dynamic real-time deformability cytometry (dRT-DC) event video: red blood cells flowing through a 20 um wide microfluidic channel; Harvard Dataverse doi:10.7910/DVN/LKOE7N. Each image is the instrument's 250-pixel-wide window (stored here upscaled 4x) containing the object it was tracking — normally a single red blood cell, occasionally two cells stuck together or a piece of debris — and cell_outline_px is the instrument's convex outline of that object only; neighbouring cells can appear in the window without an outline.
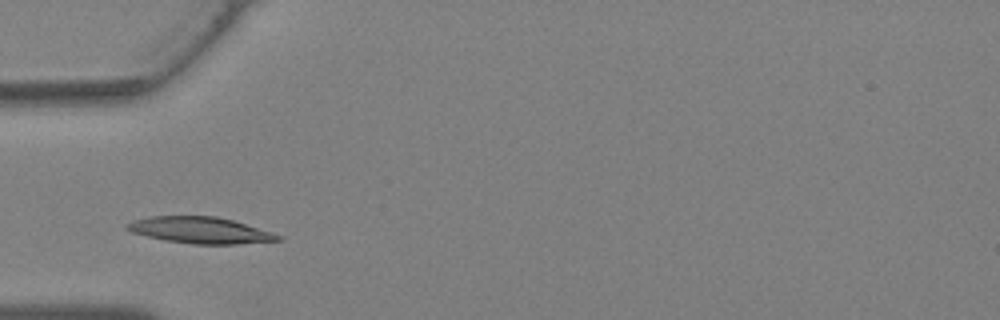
{"species": "Egyptian fruit bat (a non-hibernating species)", "species_latin": "Rousettus aegyptiacus", "temperature_condition": "warm", "stored_images_in_passage": 25, "camera_frame_rate_fps": 3000, "um_per_image_px": 0.085, "animal": {"sex": "female"}, "frame": {"image": 1, "passage_image": 6, "time_ms": 1.667, "image_size_px": [1000, 320], "cell_outline_px": [[280, 240], [236, 244], [192, 244], [164, 240], [132, 232], [124, 228], [124, 224], [132, 220], [148, 216], [216, 216], [232, 220], [272, 232], [280, 236]], "centroid_in_image_um": [16.94, 19.56], "position_along_channel_um": 68.1, "area_um2": 23.12}}
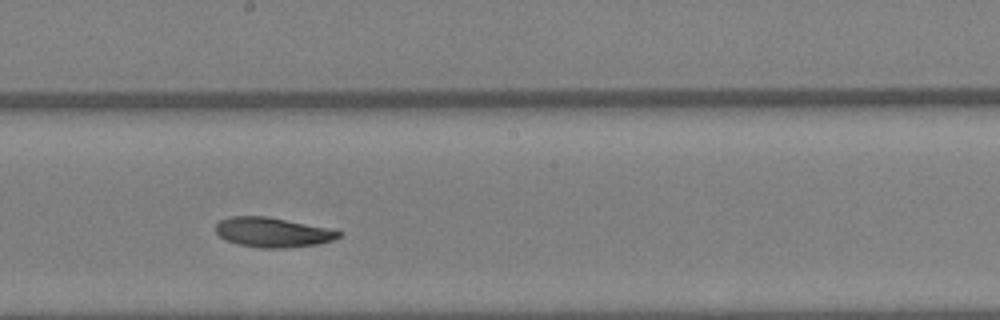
{"frame": {"image": 2, "passage_image": 15, "time_ms": 4.667, "image_size_px": [1000, 320], "cell_outline_px": [[344, 232], [340, 236], [332, 240], [316, 244], [284, 248], [264, 248], [240, 244], [228, 240], [220, 236], [216, 232], [216, 224], [220, 220], [232, 216], [268, 216]], "centroid_in_image_um": [23.16, 19.74], "position_along_channel_um": 225.0, "area_um2": 20.87}}
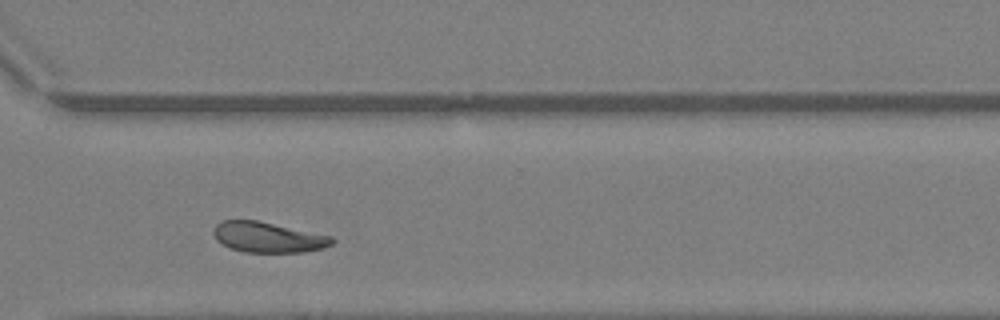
{"frame": {"image": 3, "passage_image": 22, "time_ms": 7.0, "image_size_px": [1000, 320], "cell_outline_px": [[336, 240], [332, 244], [324, 248], [304, 252], [244, 252], [232, 248], [216, 240], [212, 232], [216, 224], [220, 220], [256, 220], [332, 236]], "centroid_in_image_um": [22.79, 20.16], "position_along_channel_um": 347.8, "area_um2": 20.98}}